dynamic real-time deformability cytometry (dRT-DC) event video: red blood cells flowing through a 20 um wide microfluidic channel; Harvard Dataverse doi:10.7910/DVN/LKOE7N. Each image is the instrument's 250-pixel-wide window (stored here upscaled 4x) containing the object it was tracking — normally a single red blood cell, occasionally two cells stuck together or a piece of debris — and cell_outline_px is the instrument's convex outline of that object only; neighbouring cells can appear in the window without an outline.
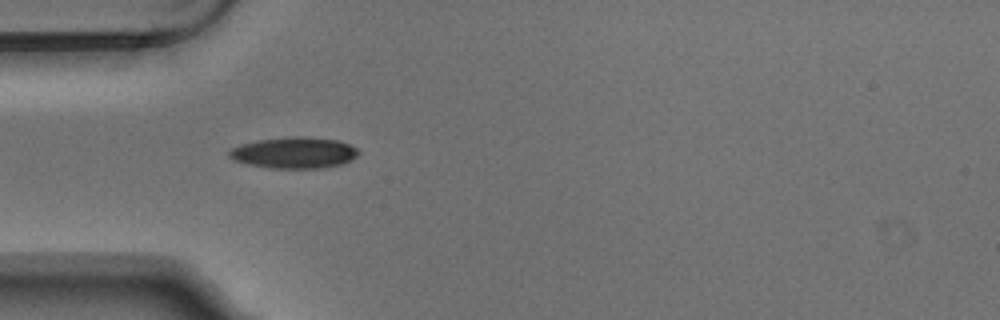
{"species": "Egyptian fruit bat (a non-hibernating species)", "species_latin": "Rousettus aegyptiacus", "temperature_condition": "warm", "stored_images_in_passage": 6, "camera_frame_rate_fps": 3000, "um_per_image_px": 0.085, "animal": {"sex": "male"}, "frame": {"image": 1, "passage_image": 1, "time_ms": 0.0, "image_size_px": [1000, 320], "cell_outline_px": [[360, 152], [352, 160], [340, 164], [324, 168], [268, 168], [248, 164], [236, 160], [228, 156], [228, 152], [232, 148], [240, 144], [256, 140], [288, 136], [300, 136], [336, 140], [348, 144], [356, 148]], "centroid_in_image_um": [24.99, 12.98], "position_along_channel_um": 60.0, "area_um2": 23.52}}
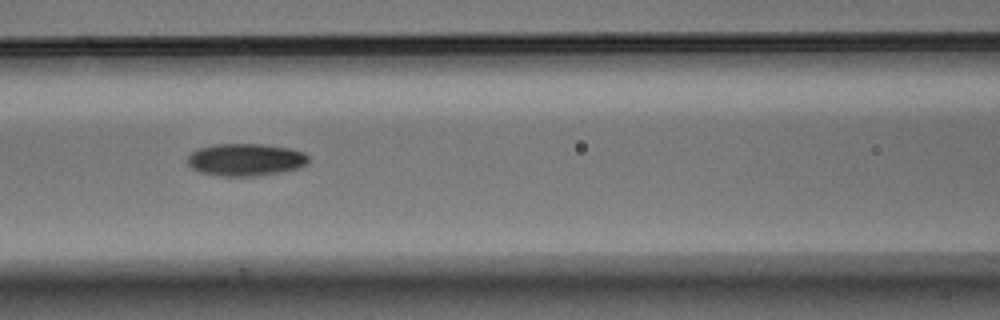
{"frame": {"image": 2, "passage_image": 3, "time_ms": 0.667, "image_size_px": [1000, 320], "cell_outline_px": [[308, 164], [300, 168], [288, 172], [260, 176], [216, 176], [200, 172], [192, 168], [188, 164], [188, 156], [192, 152], [200, 148], [212, 144], [264, 144], [288, 148], [304, 152], [308, 156]], "centroid_in_image_um": [20.92, 13.59], "position_along_channel_um": 145.7, "area_um2": 23.24}}
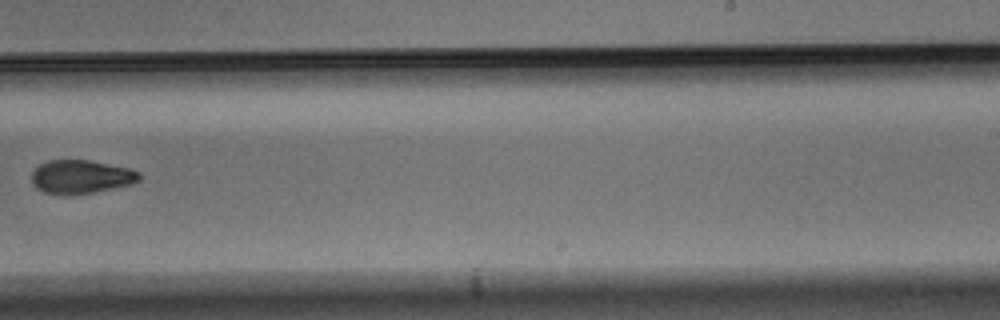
{"frame": {"image": 3, "passage_image": 6, "time_ms": 1.667, "image_size_px": [1000, 320], "cell_outline_px": [[140, 180], [128, 184], [92, 192], [44, 192], [36, 188], [32, 184], [32, 172], [40, 164], [48, 160], [88, 160], [128, 168], [140, 172]], "centroid_in_image_um": [6.87, 14.98], "position_along_channel_um": 282.1, "area_um2": 20.17}}